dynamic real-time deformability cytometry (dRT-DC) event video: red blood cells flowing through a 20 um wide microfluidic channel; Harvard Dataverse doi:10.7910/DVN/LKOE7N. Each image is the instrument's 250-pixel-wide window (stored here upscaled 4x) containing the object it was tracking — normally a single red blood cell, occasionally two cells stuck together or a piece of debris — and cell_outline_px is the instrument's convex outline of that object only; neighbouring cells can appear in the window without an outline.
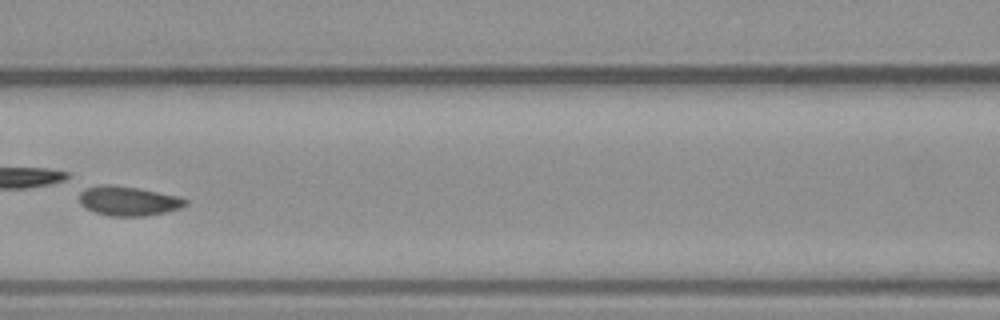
{"species": "common noctule bat (a hibernating species)", "species_latin": "Nyctalus noctula", "temperature_condition": "warm", "stored_images_in_passage": 6, "camera_frame_rate_fps": 3000, "um_per_image_px": 0.085, "animal": {"sex": "male", "body_mass_g": 23.1, "forearm_length_mm": 52.7}, "frame": {"image": 1, "passage_image": 6, "time_ms": 7.0, "image_size_px": [1000, 320], "cell_outline_px": [[188, 204], [180, 208], [164, 212], [144, 216], [108, 216], [96, 212], [80, 204], [80, 192], [84, 188], [100, 184], [112, 184], [140, 188], [180, 196], [188, 200]], "centroid_in_image_um": [10.92, 17.06], "position_along_channel_um": 155.7, "area_um2": 18.38}}